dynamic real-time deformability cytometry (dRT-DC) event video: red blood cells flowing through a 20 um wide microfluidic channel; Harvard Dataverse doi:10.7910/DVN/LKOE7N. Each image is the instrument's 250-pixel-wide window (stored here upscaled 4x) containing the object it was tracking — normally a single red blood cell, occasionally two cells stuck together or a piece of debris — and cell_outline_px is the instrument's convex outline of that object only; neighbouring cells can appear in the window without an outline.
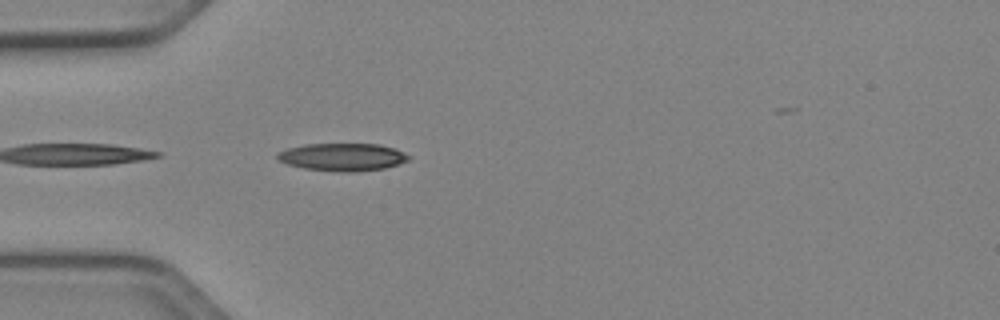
{"species": "Egyptian fruit bat (a non-hibernating species)", "species_latin": "Rousettus aegyptiacus", "temperature_condition": "cold", "stored_images_in_passage": 8, "camera_frame_rate_fps": 3000, "um_per_image_px": 0.085, "animal": {"sex": "female"}, "frame": {"image": 1, "passage_image": 1, "time_ms": 0.0, "image_size_px": [1000, 320], "cell_outline_px": [[412, 156], [408, 160], [384, 168], [352, 172], [344, 172], [304, 168], [288, 164], [280, 160], [276, 156], [276, 152], [288, 148], [304, 144], [380, 144], [396, 148]], "centroid_in_image_um": [29.13, 13.33], "position_along_channel_um": 55.9, "area_um2": 21.1}}